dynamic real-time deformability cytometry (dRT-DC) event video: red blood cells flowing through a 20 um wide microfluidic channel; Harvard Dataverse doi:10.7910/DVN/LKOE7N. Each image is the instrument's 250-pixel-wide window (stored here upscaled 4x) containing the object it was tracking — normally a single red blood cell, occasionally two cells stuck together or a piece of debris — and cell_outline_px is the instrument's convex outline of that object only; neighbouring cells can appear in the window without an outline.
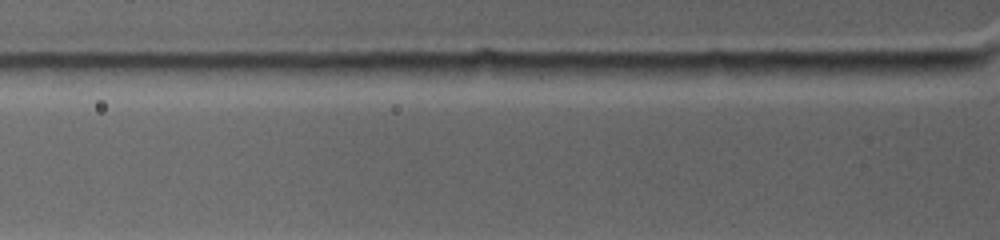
{"species": "common noctule bat (a hibernating species)", "species_latin": "Nyctalus noctula", "temperature_condition": "warm", "stored_images_in_passage": 3, "camera_frame_rate_fps": 4500, "um_per_image_px": 0.085, "animal": {"sex": "female", "body_mass_g": 19.0, "forearm_length_mm": 53.3}, "frame": {"image": 1, "passage_image": 3, "time_ms": 0.444, "image_size_px": [1000, 240], "cell_outline_px": [[884, 68], [860, 80], [752, 72], [740, 64], [884, 64]], "centroid_in_image_um": [69.6, 5.95], "position_along_channel_um": 56.2, "area_um2": 11.44}}